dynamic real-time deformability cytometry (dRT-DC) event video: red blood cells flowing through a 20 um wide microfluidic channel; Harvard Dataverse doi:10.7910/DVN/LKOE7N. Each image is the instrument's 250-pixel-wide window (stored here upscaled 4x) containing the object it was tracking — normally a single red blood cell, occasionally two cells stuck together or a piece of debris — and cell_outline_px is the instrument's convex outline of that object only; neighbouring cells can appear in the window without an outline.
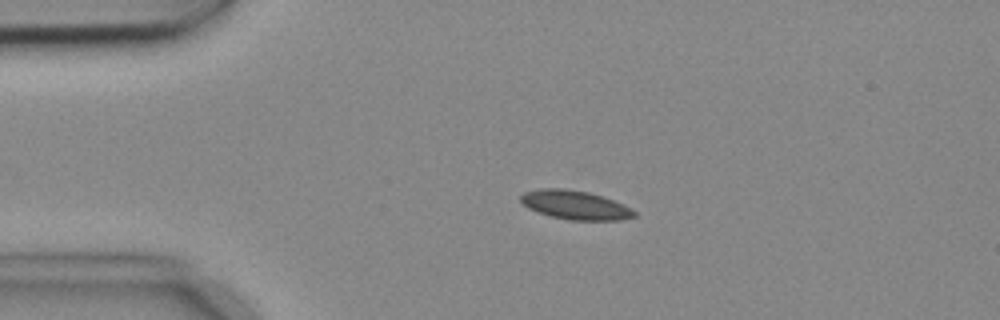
{"species": "common noctule bat (a hibernating species)", "species_latin": "Nyctalus noctula", "temperature_condition": "cold", "stored_images_in_passage": 5, "camera_frame_rate_fps": 3000, "um_per_image_px": 0.085, "animal": {"sex": "female", "body_mass_g": 18.4}, "frame": {"image": 1, "passage_image": 4, "time_ms": 1.0, "image_size_px": [1000, 320], "cell_outline_px": [[636, 216], [620, 220], [568, 220], [536, 212], [528, 208], [520, 200], [520, 196], [524, 192], [540, 188], [564, 188], [588, 192], [624, 204], [632, 208], [636, 212]], "centroid_in_image_um": [48.88, 17.42], "position_along_channel_um": 36.1, "area_um2": 19.13}}